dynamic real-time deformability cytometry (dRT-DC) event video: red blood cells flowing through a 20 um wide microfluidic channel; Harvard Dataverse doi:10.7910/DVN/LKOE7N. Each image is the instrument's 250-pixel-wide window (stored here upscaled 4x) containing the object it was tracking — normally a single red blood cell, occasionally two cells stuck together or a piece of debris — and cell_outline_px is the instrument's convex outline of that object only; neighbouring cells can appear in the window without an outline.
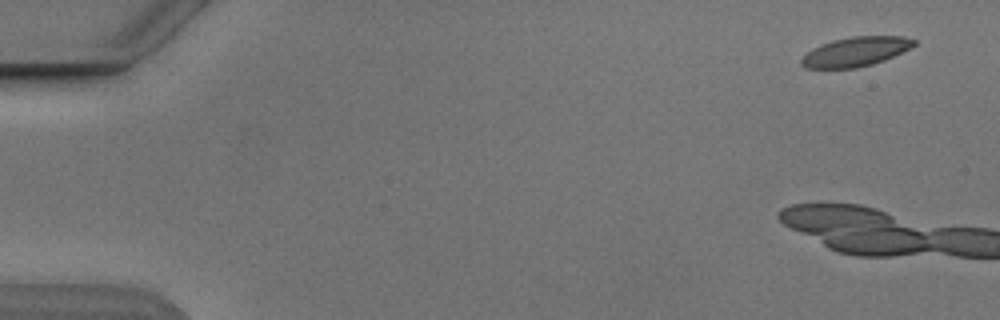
{"species": "Egyptian fruit bat (a non-hibernating species)", "species_latin": "Rousettus aegyptiacus", "temperature_condition": "cold", "stored_images_in_passage": 3, "camera_frame_rate_fps": 3000, "um_per_image_px": 0.085, "animal": {"sex": "male"}, "frame": {"image": 1, "passage_image": 1, "time_ms": 0.0, "image_size_px": [1000, 320], "cell_outline_px": [[916, 44], [884, 60], [872, 64], [856, 68], [804, 68], [800, 64], [800, 60], [812, 48], [820, 44], [832, 40], [852, 36], [904, 36], [916, 40]], "centroid_in_image_um": [72.69, 4.39], "position_along_channel_um": 12.3, "area_um2": 19.19}}